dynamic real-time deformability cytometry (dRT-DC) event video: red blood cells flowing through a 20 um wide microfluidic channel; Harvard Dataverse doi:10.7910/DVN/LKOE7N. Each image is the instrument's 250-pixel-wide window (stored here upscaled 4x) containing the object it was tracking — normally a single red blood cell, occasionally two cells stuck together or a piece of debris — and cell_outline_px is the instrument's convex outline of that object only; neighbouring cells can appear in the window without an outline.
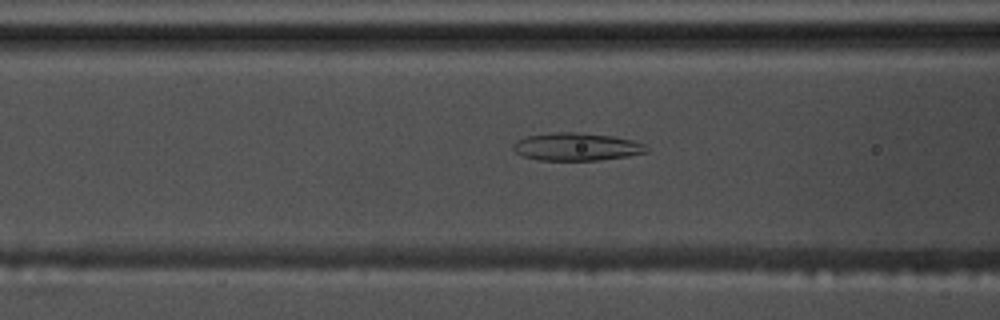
{"species": "common noctule bat (a hibernating species)", "species_latin": "Nyctalus noctula", "temperature_condition": "warm", "stored_images_in_passage": 49, "camera_frame_rate_fps": 3000, "um_per_image_px": 0.085, "animal": {"sex": "male", "body_mass_g": 17.5, "forearm_length_mm": 52.3}, "frame": {"image": 1, "passage_image": 16, "time_ms": 5.0, "image_size_px": [1000, 320], "cell_outline_px": [[648, 152], [628, 156], [600, 160], [540, 160], [524, 156], [516, 152], [512, 148], [512, 144], [516, 140], [528, 136], [556, 132], [576, 132], [616, 136], [632, 140], [644, 144], [648, 148]], "centroid_in_image_um": [49.03, 12.47], "position_along_channel_um": 117.6, "area_um2": 21.62}}
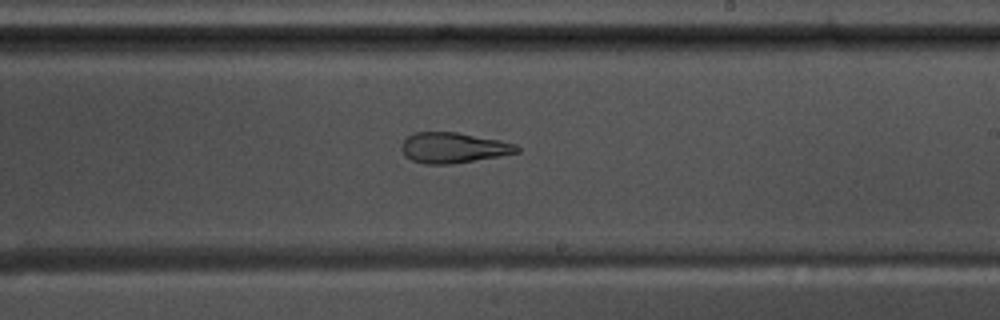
{"frame": {"image": 2, "passage_image": 27, "time_ms": 8.667, "image_size_px": [1000, 320], "cell_outline_px": [[520, 152], [448, 164], [424, 164], [412, 160], [400, 148], [400, 144], [408, 136], [416, 132], [456, 132], [500, 140], [516, 144], [520, 148]], "centroid_in_image_um": [38.52, 12.54], "position_along_channel_um": 250.5, "area_um2": 20.17}}
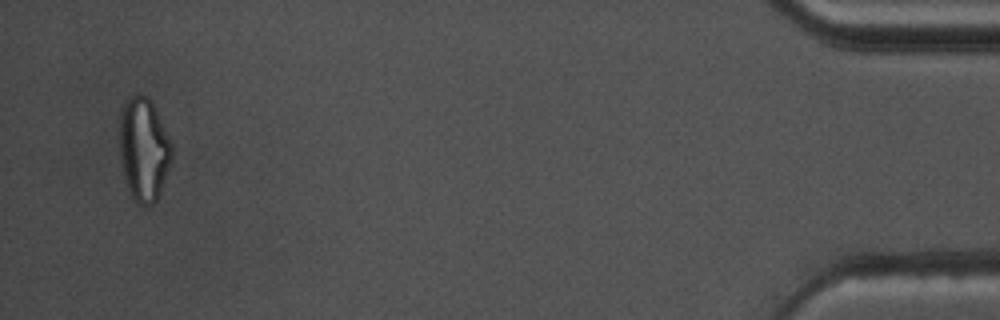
{"frame": {"image": 3, "passage_image": 48, "time_ms": 15.667, "image_size_px": [1000, 320], "cell_outline_px": [[172, 160], [160, 192], [156, 200], [152, 204], [136, 204], [128, 188], [124, 176], [120, 160], [120, 108], [124, 100], [128, 96], [136, 92], [140, 92], [148, 96], [152, 100], [172, 144]], "centroid_in_image_um": [12.21, 12.61], "position_along_channel_um": 423.0, "area_um2": 31.96}}